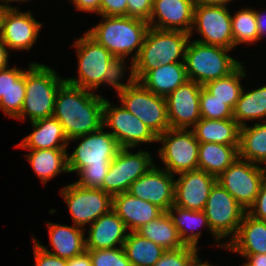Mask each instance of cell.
<instances>
[{
	"instance_id": "d6986e66",
	"label": "cell",
	"mask_w": 266,
	"mask_h": 266,
	"mask_svg": "<svg viewBox=\"0 0 266 266\" xmlns=\"http://www.w3.org/2000/svg\"><path fill=\"white\" fill-rule=\"evenodd\" d=\"M176 176L174 205L184 209L204 210L217 178L200 169L181 172Z\"/></svg>"
},
{
	"instance_id": "30bf717a",
	"label": "cell",
	"mask_w": 266,
	"mask_h": 266,
	"mask_svg": "<svg viewBox=\"0 0 266 266\" xmlns=\"http://www.w3.org/2000/svg\"><path fill=\"white\" fill-rule=\"evenodd\" d=\"M204 212L211 231L226 245L236 235L247 211L216 182L210 190Z\"/></svg>"
},
{
	"instance_id": "f1b7e54d",
	"label": "cell",
	"mask_w": 266,
	"mask_h": 266,
	"mask_svg": "<svg viewBox=\"0 0 266 266\" xmlns=\"http://www.w3.org/2000/svg\"><path fill=\"white\" fill-rule=\"evenodd\" d=\"M191 130L199 143L239 145L240 125L233 118H201Z\"/></svg>"
},
{
	"instance_id": "484cf974",
	"label": "cell",
	"mask_w": 266,
	"mask_h": 266,
	"mask_svg": "<svg viewBox=\"0 0 266 266\" xmlns=\"http://www.w3.org/2000/svg\"><path fill=\"white\" fill-rule=\"evenodd\" d=\"M32 132L15 147L27 150L68 148V138L61 123L54 117L31 122Z\"/></svg>"
},
{
	"instance_id": "8d00e7d4",
	"label": "cell",
	"mask_w": 266,
	"mask_h": 266,
	"mask_svg": "<svg viewBox=\"0 0 266 266\" xmlns=\"http://www.w3.org/2000/svg\"><path fill=\"white\" fill-rule=\"evenodd\" d=\"M231 28L234 49L241 44L248 46L259 42L255 9L244 7L231 14Z\"/></svg>"
},
{
	"instance_id": "1f68e13d",
	"label": "cell",
	"mask_w": 266,
	"mask_h": 266,
	"mask_svg": "<svg viewBox=\"0 0 266 266\" xmlns=\"http://www.w3.org/2000/svg\"><path fill=\"white\" fill-rule=\"evenodd\" d=\"M233 119L240 127L253 121L266 122V84L249 91L243 88L233 110Z\"/></svg>"
},
{
	"instance_id": "836d02e7",
	"label": "cell",
	"mask_w": 266,
	"mask_h": 266,
	"mask_svg": "<svg viewBox=\"0 0 266 266\" xmlns=\"http://www.w3.org/2000/svg\"><path fill=\"white\" fill-rule=\"evenodd\" d=\"M136 232L165 250H175L186 246L180 239L168 212L162 213L157 219L143 225Z\"/></svg>"
},
{
	"instance_id": "ac0fdd59",
	"label": "cell",
	"mask_w": 266,
	"mask_h": 266,
	"mask_svg": "<svg viewBox=\"0 0 266 266\" xmlns=\"http://www.w3.org/2000/svg\"><path fill=\"white\" fill-rule=\"evenodd\" d=\"M176 176L158 166H153L148 172L135 180L127 193L158 206L164 212L174 204V189Z\"/></svg>"
},
{
	"instance_id": "2e32d148",
	"label": "cell",
	"mask_w": 266,
	"mask_h": 266,
	"mask_svg": "<svg viewBox=\"0 0 266 266\" xmlns=\"http://www.w3.org/2000/svg\"><path fill=\"white\" fill-rule=\"evenodd\" d=\"M43 24L33 17L30 10L20 11L7 5L0 18V39L12 51H29L38 42Z\"/></svg>"
},
{
	"instance_id": "7c38bea8",
	"label": "cell",
	"mask_w": 266,
	"mask_h": 266,
	"mask_svg": "<svg viewBox=\"0 0 266 266\" xmlns=\"http://www.w3.org/2000/svg\"><path fill=\"white\" fill-rule=\"evenodd\" d=\"M118 99L121 105L138 117L157 137L170 128L165 97L149 91L139 81L128 87Z\"/></svg>"
},
{
	"instance_id": "603a6c76",
	"label": "cell",
	"mask_w": 266,
	"mask_h": 266,
	"mask_svg": "<svg viewBox=\"0 0 266 266\" xmlns=\"http://www.w3.org/2000/svg\"><path fill=\"white\" fill-rule=\"evenodd\" d=\"M112 209L123 220L129 232H136L143 225L164 213L158 206L127 192L113 196Z\"/></svg>"
},
{
	"instance_id": "7a4b0ae2",
	"label": "cell",
	"mask_w": 266,
	"mask_h": 266,
	"mask_svg": "<svg viewBox=\"0 0 266 266\" xmlns=\"http://www.w3.org/2000/svg\"><path fill=\"white\" fill-rule=\"evenodd\" d=\"M100 17L102 21L86 32L114 57H126L134 61L149 29L148 22L129 16Z\"/></svg>"
},
{
	"instance_id": "277c9868",
	"label": "cell",
	"mask_w": 266,
	"mask_h": 266,
	"mask_svg": "<svg viewBox=\"0 0 266 266\" xmlns=\"http://www.w3.org/2000/svg\"><path fill=\"white\" fill-rule=\"evenodd\" d=\"M190 34L182 31L149 27L143 45L134 60V72L139 81L149 70L160 65L184 62Z\"/></svg>"
},
{
	"instance_id": "8992f818",
	"label": "cell",
	"mask_w": 266,
	"mask_h": 266,
	"mask_svg": "<svg viewBox=\"0 0 266 266\" xmlns=\"http://www.w3.org/2000/svg\"><path fill=\"white\" fill-rule=\"evenodd\" d=\"M75 47L77 76L65 78L71 85L95 92L106 79L107 69L114 56L86 31L71 45Z\"/></svg>"
},
{
	"instance_id": "7dc6e473",
	"label": "cell",
	"mask_w": 266,
	"mask_h": 266,
	"mask_svg": "<svg viewBox=\"0 0 266 266\" xmlns=\"http://www.w3.org/2000/svg\"><path fill=\"white\" fill-rule=\"evenodd\" d=\"M68 2H71L77 11L90 14L93 12L100 16L101 0H69Z\"/></svg>"
},
{
	"instance_id": "e0dca14e",
	"label": "cell",
	"mask_w": 266,
	"mask_h": 266,
	"mask_svg": "<svg viewBox=\"0 0 266 266\" xmlns=\"http://www.w3.org/2000/svg\"><path fill=\"white\" fill-rule=\"evenodd\" d=\"M202 85L188 80L165 97L167 118L172 129H190L200 119Z\"/></svg>"
},
{
	"instance_id": "74e56055",
	"label": "cell",
	"mask_w": 266,
	"mask_h": 266,
	"mask_svg": "<svg viewBox=\"0 0 266 266\" xmlns=\"http://www.w3.org/2000/svg\"><path fill=\"white\" fill-rule=\"evenodd\" d=\"M128 58L126 57H114L107 69L106 79L103 82V86L114 88L117 92L118 97L131 85H133L137 80L134 72V61L130 60L128 69L126 68L128 63H126ZM130 70V71H129ZM129 71V77L125 83L121 81L125 79L126 72ZM124 78V79H123Z\"/></svg>"
},
{
	"instance_id": "8fae6325",
	"label": "cell",
	"mask_w": 266,
	"mask_h": 266,
	"mask_svg": "<svg viewBox=\"0 0 266 266\" xmlns=\"http://www.w3.org/2000/svg\"><path fill=\"white\" fill-rule=\"evenodd\" d=\"M59 192L68 206L72 224L83 229L113 206V196L102 189L86 188L73 182L63 186Z\"/></svg>"
},
{
	"instance_id": "f546056e",
	"label": "cell",
	"mask_w": 266,
	"mask_h": 266,
	"mask_svg": "<svg viewBox=\"0 0 266 266\" xmlns=\"http://www.w3.org/2000/svg\"><path fill=\"white\" fill-rule=\"evenodd\" d=\"M67 151V148L29 150V153L25 154V158L45 186L58 174H69Z\"/></svg>"
},
{
	"instance_id": "f6af8a7d",
	"label": "cell",
	"mask_w": 266,
	"mask_h": 266,
	"mask_svg": "<svg viewBox=\"0 0 266 266\" xmlns=\"http://www.w3.org/2000/svg\"><path fill=\"white\" fill-rule=\"evenodd\" d=\"M100 16H127V0H101Z\"/></svg>"
},
{
	"instance_id": "7bdbcfd3",
	"label": "cell",
	"mask_w": 266,
	"mask_h": 266,
	"mask_svg": "<svg viewBox=\"0 0 266 266\" xmlns=\"http://www.w3.org/2000/svg\"><path fill=\"white\" fill-rule=\"evenodd\" d=\"M32 243L35 266H67V259L44 251L34 240Z\"/></svg>"
},
{
	"instance_id": "5bb4252c",
	"label": "cell",
	"mask_w": 266,
	"mask_h": 266,
	"mask_svg": "<svg viewBox=\"0 0 266 266\" xmlns=\"http://www.w3.org/2000/svg\"><path fill=\"white\" fill-rule=\"evenodd\" d=\"M103 126L115 137L120 148H138L156 143L157 136L138 117L123 105H114L105 99L103 106Z\"/></svg>"
},
{
	"instance_id": "ffe728a7",
	"label": "cell",
	"mask_w": 266,
	"mask_h": 266,
	"mask_svg": "<svg viewBox=\"0 0 266 266\" xmlns=\"http://www.w3.org/2000/svg\"><path fill=\"white\" fill-rule=\"evenodd\" d=\"M194 6V0H153L149 27L190 34L193 27Z\"/></svg>"
},
{
	"instance_id": "681fc988",
	"label": "cell",
	"mask_w": 266,
	"mask_h": 266,
	"mask_svg": "<svg viewBox=\"0 0 266 266\" xmlns=\"http://www.w3.org/2000/svg\"><path fill=\"white\" fill-rule=\"evenodd\" d=\"M248 266H266V254H239Z\"/></svg>"
},
{
	"instance_id": "9f6ffc18",
	"label": "cell",
	"mask_w": 266,
	"mask_h": 266,
	"mask_svg": "<svg viewBox=\"0 0 266 266\" xmlns=\"http://www.w3.org/2000/svg\"><path fill=\"white\" fill-rule=\"evenodd\" d=\"M2 1H4L7 5H10V3L12 5V3L14 2V0H2Z\"/></svg>"
},
{
	"instance_id": "9a60e30c",
	"label": "cell",
	"mask_w": 266,
	"mask_h": 266,
	"mask_svg": "<svg viewBox=\"0 0 266 266\" xmlns=\"http://www.w3.org/2000/svg\"><path fill=\"white\" fill-rule=\"evenodd\" d=\"M265 179L266 167L238 157L217 177V182L247 211Z\"/></svg>"
},
{
	"instance_id": "9c48e42d",
	"label": "cell",
	"mask_w": 266,
	"mask_h": 266,
	"mask_svg": "<svg viewBox=\"0 0 266 266\" xmlns=\"http://www.w3.org/2000/svg\"><path fill=\"white\" fill-rule=\"evenodd\" d=\"M229 10V6L222 4H195L190 38L192 39L196 32L201 35L193 39L197 42L233 50L234 40Z\"/></svg>"
},
{
	"instance_id": "f907efd6",
	"label": "cell",
	"mask_w": 266,
	"mask_h": 266,
	"mask_svg": "<svg viewBox=\"0 0 266 266\" xmlns=\"http://www.w3.org/2000/svg\"><path fill=\"white\" fill-rule=\"evenodd\" d=\"M67 266H92L89 252L85 251L78 256L67 259Z\"/></svg>"
},
{
	"instance_id": "f5cc1de1",
	"label": "cell",
	"mask_w": 266,
	"mask_h": 266,
	"mask_svg": "<svg viewBox=\"0 0 266 266\" xmlns=\"http://www.w3.org/2000/svg\"><path fill=\"white\" fill-rule=\"evenodd\" d=\"M233 0H194L195 4H222L229 5Z\"/></svg>"
},
{
	"instance_id": "52a82bcc",
	"label": "cell",
	"mask_w": 266,
	"mask_h": 266,
	"mask_svg": "<svg viewBox=\"0 0 266 266\" xmlns=\"http://www.w3.org/2000/svg\"><path fill=\"white\" fill-rule=\"evenodd\" d=\"M102 126L98 131L69 140L78 142L68 158L69 174H77L84 167H109L120 146L115 137Z\"/></svg>"
},
{
	"instance_id": "c3c4849f",
	"label": "cell",
	"mask_w": 266,
	"mask_h": 266,
	"mask_svg": "<svg viewBox=\"0 0 266 266\" xmlns=\"http://www.w3.org/2000/svg\"><path fill=\"white\" fill-rule=\"evenodd\" d=\"M259 41L266 37V11L255 9Z\"/></svg>"
},
{
	"instance_id": "5b68a950",
	"label": "cell",
	"mask_w": 266,
	"mask_h": 266,
	"mask_svg": "<svg viewBox=\"0 0 266 266\" xmlns=\"http://www.w3.org/2000/svg\"><path fill=\"white\" fill-rule=\"evenodd\" d=\"M227 49L189 40L185 52V69L188 80L204 86L206 83L232 73L242 62L233 58Z\"/></svg>"
},
{
	"instance_id": "60d3db41",
	"label": "cell",
	"mask_w": 266,
	"mask_h": 266,
	"mask_svg": "<svg viewBox=\"0 0 266 266\" xmlns=\"http://www.w3.org/2000/svg\"><path fill=\"white\" fill-rule=\"evenodd\" d=\"M90 254L92 266H132L123 246L113 249L86 250Z\"/></svg>"
},
{
	"instance_id": "816d5d0a",
	"label": "cell",
	"mask_w": 266,
	"mask_h": 266,
	"mask_svg": "<svg viewBox=\"0 0 266 266\" xmlns=\"http://www.w3.org/2000/svg\"><path fill=\"white\" fill-rule=\"evenodd\" d=\"M10 53L8 46L0 39V70L9 67Z\"/></svg>"
},
{
	"instance_id": "4fadbf2b",
	"label": "cell",
	"mask_w": 266,
	"mask_h": 266,
	"mask_svg": "<svg viewBox=\"0 0 266 266\" xmlns=\"http://www.w3.org/2000/svg\"><path fill=\"white\" fill-rule=\"evenodd\" d=\"M132 151L133 148L119 149L103 181L104 192L112 196L127 192L135 180L156 165L152 159V152L141 149L135 153Z\"/></svg>"
},
{
	"instance_id": "11a10c76",
	"label": "cell",
	"mask_w": 266,
	"mask_h": 266,
	"mask_svg": "<svg viewBox=\"0 0 266 266\" xmlns=\"http://www.w3.org/2000/svg\"><path fill=\"white\" fill-rule=\"evenodd\" d=\"M31 1H32V0H30V1H29V0H14L15 3H16V2H17V3H24V2H25V3H26V2H29V3H30Z\"/></svg>"
},
{
	"instance_id": "ba28073f",
	"label": "cell",
	"mask_w": 266,
	"mask_h": 266,
	"mask_svg": "<svg viewBox=\"0 0 266 266\" xmlns=\"http://www.w3.org/2000/svg\"><path fill=\"white\" fill-rule=\"evenodd\" d=\"M157 143L161 144L159 159L170 174L198 169L199 142L191 129L169 128L158 136Z\"/></svg>"
},
{
	"instance_id": "44dd1931",
	"label": "cell",
	"mask_w": 266,
	"mask_h": 266,
	"mask_svg": "<svg viewBox=\"0 0 266 266\" xmlns=\"http://www.w3.org/2000/svg\"><path fill=\"white\" fill-rule=\"evenodd\" d=\"M85 232L86 250H97L122 247L129 230L123 220L111 209L90 224Z\"/></svg>"
},
{
	"instance_id": "bcb514c9",
	"label": "cell",
	"mask_w": 266,
	"mask_h": 266,
	"mask_svg": "<svg viewBox=\"0 0 266 266\" xmlns=\"http://www.w3.org/2000/svg\"><path fill=\"white\" fill-rule=\"evenodd\" d=\"M247 213L256 219L266 221V179L260 187V191L254 201L249 207Z\"/></svg>"
},
{
	"instance_id": "d6a6232c",
	"label": "cell",
	"mask_w": 266,
	"mask_h": 266,
	"mask_svg": "<svg viewBox=\"0 0 266 266\" xmlns=\"http://www.w3.org/2000/svg\"><path fill=\"white\" fill-rule=\"evenodd\" d=\"M239 158L266 167V122L240 127Z\"/></svg>"
},
{
	"instance_id": "6da1fadb",
	"label": "cell",
	"mask_w": 266,
	"mask_h": 266,
	"mask_svg": "<svg viewBox=\"0 0 266 266\" xmlns=\"http://www.w3.org/2000/svg\"><path fill=\"white\" fill-rule=\"evenodd\" d=\"M107 98L67 83L59 87L53 116L61 123L68 140L98 131L103 126V106Z\"/></svg>"
},
{
	"instance_id": "db71d44e",
	"label": "cell",
	"mask_w": 266,
	"mask_h": 266,
	"mask_svg": "<svg viewBox=\"0 0 266 266\" xmlns=\"http://www.w3.org/2000/svg\"><path fill=\"white\" fill-rule=\"evenodd\" d=\"M201 266H215V265H211L209 261H203L201 260Z\"/></svg>"
},
{
	"instance_id": "d590c367",
	"label": "cell",
	"mask_w": 266,
	"mask_h": 266,
	"mask_svg": "<svg viewBox=\"0 0 266 266\" xmlns=\"http://www.w3.org/2000/svg\"><path fill=\"white\" fill-rule=\"evenodd\" d=\"M245 68L246 66L243 62L228 76L212 80L206 83L203 87L215 96L216 99L223 101L234 110L244 88L241 84V80L247 76V70Z\"/></svg>"
},
{
	"instance_id": "f35d334b",
	"label": "cell",
	"mask_w": 266,
	"mask_h": 266,
	"mask_svg": "<svg viewBox=\"0 0 266 266\" xmlns=\"http://www.w3.org/2000/svg\"><path fill=\"white\" fill-rule=\"evenodd\" d=\"M200 113L205 119H230L233 110L223 101L216 99L203 86L200 92Z\"/></svg>"
},
{
	"instance_id": "680465c9",
	"label": "cell",
	"mask_w": 266,
	"mask_h": 266,
	"mask_svg": "<svg viewBox=\"0 0 266 266\" xmlns=\"http://www.w3.org/2000/svg\"><path fill=\"white\" fill-rule=\"evenodd\" d=\"M241 266H248L245 262L241 264Z\"/></svg>"
},
{
	"instance_id": "83f0119b",
	"label": "cell",
	"mask_w": 266,
	"mask_h": 266,
	"mask_svg": "<svg viewBox=\"0 0 266 266\" xmlns=\"http://www.w3.org/2000/svg\"><path fill=\"white\" fill-rule=\"evenodd\" d=\"M188 81L184 62L160 65L149 70L139 82L156 95L166 97L180 85Z\"/></svg>"
},
{
	"instance_id": "7402d4cb",
	"label": "cell",
	"mask_w": 266,
	"mask_h": 266,
	"mask_svg": "<svg viewBox=\"0 0 266 266\" xmlns=\"http://www.w3.org/2000/svg\"><path fill=\"white\" fill-rule=\"evenodd\" d=\"M46 225L52 251L32 235V240L44 251L64 259H71L86 251L85 229L49 221L46 222Z\"/></svg>"
},
{
	"instance_id": "e575fe53",
	"label": "cell",
	"mask_w": 266,
	"mask_h": 266,
	"mask_svg": "<svg viewBox=\"0 0 266 266\" xmlns=\"http://www.w3.org/2000/svg\"><path fill=\"white\" fill-rule=\"evenodd\" d=\"M123 248L132 266H154L166 251L137 232L128 233Z\"/></svg>"
},
{
	"instance_id": "4dcf8cb0",
	"label": "cell",
	"mask_w": 266,
	"mask_h": 266,
	"mask_svg": "<svg viewBox=\"0 0 266 266\" xmlns=\"http://www.w3.org/2000/svg\"><path fill=\"white\" fill-rule=\"evenodd\" d=\"M238 148L239 145L199 143L198 169L217 178L239 157Z\"/></svg>"
},
{
	"instance_id": "6f0895ef",
	"label": "cell",
	"mask_w": 266,
	"mask_h": 266,
	"mask_svg": "<svg viewBox=\"0 0 266 266\" xmlns=\"http://www.w3.org/2000/svg\"><path fill=\"white\" fill-rule=\"evenodd\" d=\"M193 266H201V259H199Z\"/></svg>"
},
{
	"instance_id": "cb8c5ba5",
	"label": "cell",
	"mask_w": 266,
	"mask_h": 266,
	"mask_svg": "<svg viewBox=\"0 0 266 266\" xmlns=\"http://www.w3.org/2000/svg\"><path fill=\"white\" fill-rule=\"evenodd\" d=\"M167 212L178 231L180 239L185 245L198 248L199 240L202 235V230L200 229L203 226V228L207 227L205 229L212 235L215 241V245L213 244V246L217 248H226L224 242L211 231L204 210L184 209L173 204Z\"/></svg>"
},
{
	"instance_id": "4316f807",
	"label": "cell",
	"mask_w": 266,
	"mask_h": 266,
	"mask_svg": "<svg viewBox=\"0 0 266 266\" xmlns=\"http://www.w3.org/2000/svg\"><path fill=\"white\" fill-rule=\"evenodd\" d=\"M25 70L14 65L0 70V109L16 119L25 98Z\"/></svg>"
},
{
	"instance_id": "b9f144b4",
	"label": "cell",
	"mask_w": 266,
	"mask_h": 266,
	"mask_svg": "<svg viewBox=\"0 0 266 266\" xmlns=\"http://www.w3.org/2000/svg\"><path fill=\"white\" fill-rule=\"evenodd\" d=\"M109 167H84L76 175L75 183L86 188L102 189Z\"/></svg>"
},
{
	"instance_id": "3957f363",
	"label": "cell",
	"mask_w": 266,
	"mask_h": 266,
	"mask_svg": "<svg viewBox=\"0 0 266 266\" xmlns=\"http://www.w3.org/2000/svg\"><path fill=\"white\" fill-rule=\"evenodd\" d=\"M64 82L65 78L50 66L39 62L29 63L25 70L26 95L16 119L24 122L28 118L34 122L53 116L56 93Z\"/></svg>"
},
{
	"instance_id": "ee69618b",
	"label": "cell",
	"mask_w": 266,
	"mask_h": 266,
	"mask_svg": "<svg viewBox=\"0 0 266 266\" xmlns=\"http://www.w3.org/2000/svg\"><path fill=\"white\" fill-rule=\"evenodd\" d=\"M153 0H127V16L149 21Z\"/></svg>"
},
{
	"instance_id": "ab89813d",
	"label": "cell",
	"mask_w": 266,
	"mask_h": 266,
	"mask_svg": "<svg viewBox=\"0 0 266 266\" xmlns=\"http://www.w3.org/2000/svg\"><path fill=\"white\" fill-rule=\"evenodd\" d=\"M199 251V248L188 245L175 250H166L154 266H193L200 259Z\"/></svg>"
},
{
	"instance_id": "d4e9b609",
	"label": "cell",
	"mask_w": 266,
	"mask_h": 266,
	"mask_svg": "<svg viewBox=\"0 0 266 266\" xmlns=\"http://www.w3.org/2000/svg\"><path fill=\"white\" fill-rule=\"evenodd\" d=\"M226 250L238 254H266V221L245 213L236 235L226 244Z\"/></svg>"
}]
</instances>
